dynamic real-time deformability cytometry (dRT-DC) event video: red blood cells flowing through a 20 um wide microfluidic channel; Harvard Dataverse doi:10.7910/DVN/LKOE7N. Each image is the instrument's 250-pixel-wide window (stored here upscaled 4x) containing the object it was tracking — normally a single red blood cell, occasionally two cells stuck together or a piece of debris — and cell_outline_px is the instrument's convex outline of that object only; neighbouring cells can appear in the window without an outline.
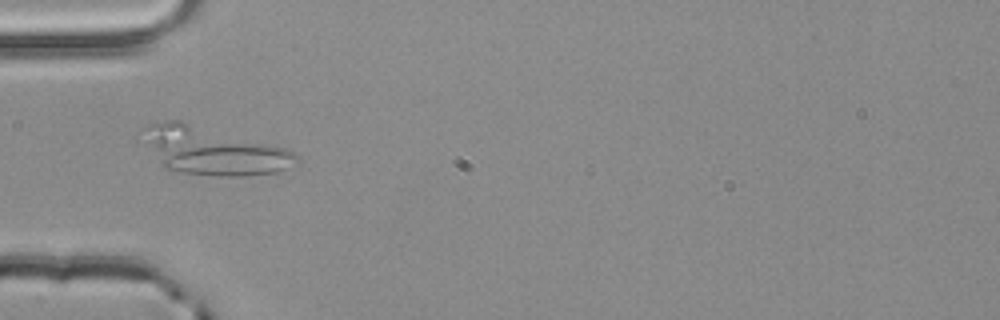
{"species": "common noctule bat (a hibernating species)", "species_latin": "Nyctalus noctula", "temperature_condition": "room temperature", "stored_images_in_passage": 53, "camera_frame_rate_fps": 3000, "um_per_image_px": 0.085, "animal": {"sex": "male", "body_mass_g": 20.4}, "frame": {"image": 1, "passage_image": 17, "time_ms": 5.333, "image_size_px": [1000, 320], "cell_outline_px": [[300, 160], [288, 168], [276, 172], [240, 176], [216, 176], [180, 172], [164, 168], [144, 132], [144, 128], [148, 124], [164, 120], [180, 120], [284, 148], [300, 156]], "centroid_in_image_um": [18.19, 12.83], "position_along_channel_um": 66.8, "area_um2": 41.44}}
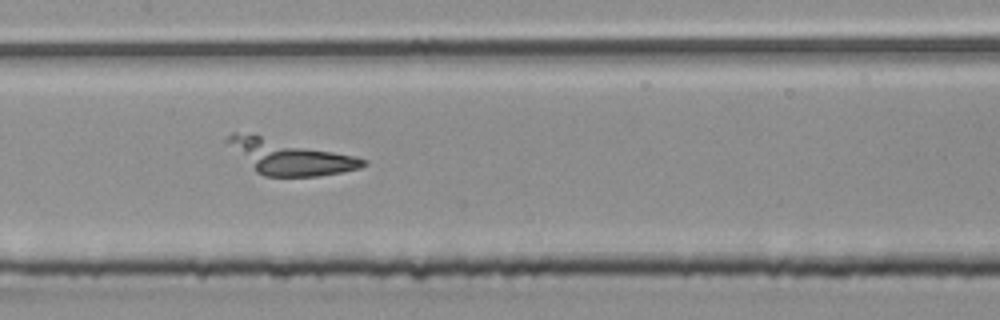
{"frame": {"image": 2, "passage_image": 26, "time_ms": 8.333, "image_size_px": [1000, 320], "cell_outline_px": [[368, 164], [360, 168], [340, 172], [316, 176], [264, 176], [256, 172], [220, 140], [224, 136], [232, 132], [236, 132], [260, 136], [356, 156], [368, 160]], "centroid_in_image_um": [24.53, 13.34], "position_along_channel_um": 182.9, "area_um2": 27.34}}
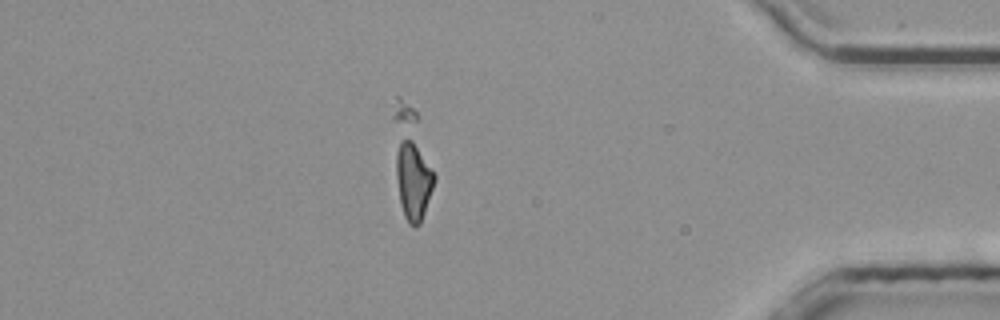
{"frame": {"image": 3, "passage_image": 46, "time_ms": 15.0, "image_size_px": [1000, 320], "cell_outline_px": [[436, 176], [420, 224], [416, 228], [408, 224], [404, 216], [400, 204], [396, 176], [396, 152], [400, 144], [404, 140], [412, 140]], "centroid_in_image_um": [35.11, 15.46], "position_along_channel_um": 400.1, "area_um2": 16.76}}